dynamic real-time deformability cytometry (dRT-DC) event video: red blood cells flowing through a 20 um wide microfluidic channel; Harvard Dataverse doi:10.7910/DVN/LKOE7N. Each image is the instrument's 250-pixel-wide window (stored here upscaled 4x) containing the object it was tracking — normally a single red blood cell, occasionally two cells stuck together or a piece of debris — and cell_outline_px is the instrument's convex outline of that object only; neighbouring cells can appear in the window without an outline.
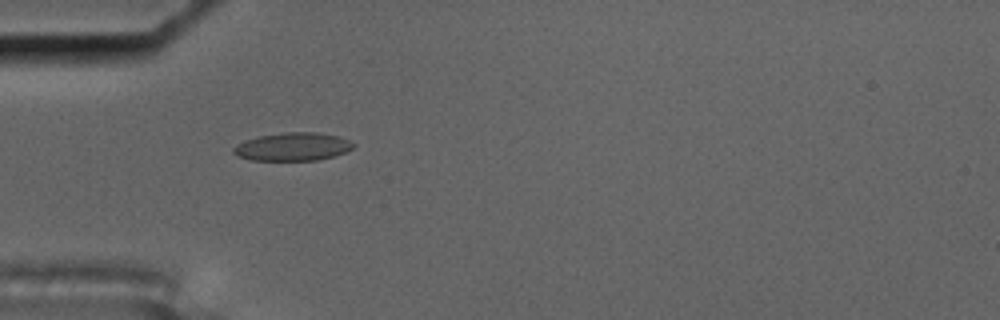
{"species": "common noctule bat (a hibernating species)", "species_latin": "Nyctalus noctula", "temperature_condition": "cold", "stored_images_in_passage": 4, "camera_frame_rate_fps": 3000, "um_per_image_px": 0.085, "animal": {"sex": "male", "body_mass_g": 17.5, "forearm_length_mm": 52.3}, "frame": {"image": 1, "passage_image": 4, "time_ms": 3.667, "image_size_px": [1000, 320], "cell_outline_px": [[356, 144], [352, 148], [344, 152], [332, 156], [316, 160], [252, 160], [236, 156], [232, 152], [232, 148], [236, 144], [244, 140], [256, 136], [284, 132], [316, 132], [340, 136]], "centroid_in_image_um": [24.83, 12.46], "position_along_channel_um": 60.2, "area_um2": 19.77}}